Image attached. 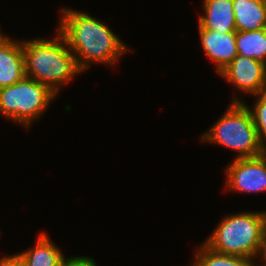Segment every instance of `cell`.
<instances>
[{
    "mask_svg": "<svg viewBox=\"0 0 266 266\" xmlns=\"http://www.w3.org/2000/svg\"><path fill=\"white\" fill-rule=\"evenodd\" d=\"M57 95L46 85L25 76L17 83L0 88V114L30 130Z\"/></svg>",
    "mask_w": 266,
    "mask_h": 266,
    "instance_id": "cell-5",
    "label": "cell"
},
{
    "mask_svg": "<svg viewBox=\"0 0 266 266\" xmlns=\"http://www.w3.org/2000/svg\"><path fill=\"white\" fill-rule=\"evenodd\" d=\"M0 266H23L17 258L11 255H5L0 258Z\"/></svg>",
    "mask_w": 266,
    "mask_h": 266,
    "instance_id": "cell-17",
    "label": "cell"
},
{
    "mask_svg": "<svg viewBox=\"0 0 266 266\" xmlns=\"http://www.w3.org/2000/svg\"><path fill=\"white\" fill-rule=\"evenodd\" d=\"M201 47L204 54L215 64V72H221L238 55L236 33L220 34L203 29L198 24Z\"/></svg>",
    "mask_w": 266,
    "mask_h": 266,
    "instance_id": "cell-8",
    "label": "cell"
},
{
    "mask_svg": "<svg viewBox=\"0 0 266 266\" xmlns=\"http://www.w3.org/2000/svg\"><path fill=\"white\" fill-rule=\"evenodd\" d=\"M61 266H98L93 257L89 256H71L64 260Z\"/></svg>",
    "mask_w": 266,
    "mask_h": 266,
    "instance_id": "cell-16",
    "label": "cell"
},
{
    "mask_svg": "<svg viewBox=\"0 0 266 266\" xmlns=\"http://www.w3.org/2000/svg\"><path fill=\"white\" fill-rule=\"evenodd\" d=\"M25 74V58L22 39L8 35L0 42V88L22 80Z\"/></svg>",
    "mask_w": 266,
    "mask_h": 266,
    "instance_id": "cell-9",
    "label": "cell"
},
{
    "mask_svg": "<svg viewBox=\"0 0 266 266\" xmlns=\"http://www.w3.org/2000/svg\"><path fill=\"white\" fill-rule=\"evenodd\" d=\"M236 31L266 28V4L262 0H233Z\"/></svg>",
    "mask_w": 266,
    "mask_h": 266,
    "instance_id": "cell-12",
    "label": "cell"
},
{
    "mask_svg": "<svg viewBox=\"0 0 266 266\" xmlns=\"http://www.w3.org/2000/svg\"><path fill=\"white\" fill-rule=\"evenodd\" d=\"M197 247L193 264L189 266H256L259 263L249 258L215 252L204 243Z\"/></svg>",
    "mask_w": 266,
    "mask_h": 266,
    "instance_id": "cell-14",
    "label": "cell"
},
{
    "mask_svg": "<svg viewBox=\"0 0 266 266\" xmlns=\"http://www.w3.org/2000/svg\"><path fill=\"white\" fill-rule=\"evenodd\" d=\"M225 171V190L239 193L266 192V152L253 158H234Z\"/></svg>",
    "mask_w": 266,
    "mask_h": 266,
    "instance_id": "cell-6",
    "label": "cell"
},
{
    "mask_svg": "<svg viewBox=\"0 0 266 266\" xmlns=\"http://www.w3.org/2000/svg\"><path fill=\"white\" fill-rule=\"evenodd\" d=\"M254 96L256 101L253 103V108L249 107V110L252 114L259 140L266 150V91Z\"/></svg>",
    "mask_w": 266,
    "mask_h": 266,
    "instance_id": "cell-15",
    "label": "cell"
},
{
    "mask_svg": "<svg viewBox=\"0 0 266 266\" xmlns=\"http://www.w3.org/2000/svg\"><path fill=\"white\" fill-rule=\"evenodd\" d=\"M55 38L22 40L25 74L46 85L57 96L62 86L83 73L64 36L57 30Z\"/></svg>",
    "mask_w": 266,
    "mask_h": 266,
    "instance_id": "cell-2",
    "label": "cell"
},
{
    "mask_svg": "<svg viewBox=\"0 0 266 266\" xmlns=\"http://www.w3.org/2000/svg\"><path fill=\"white\" fill-rule=\"evenodd\" d=\"M200 142L221 145L236 151L235 158H253L263 155L262 146L249 106L233 93L224 114L199 136Z\"/></svg>",
    "mask_w": 266,
    "mask_h": 266,
    "instance_id": "cell-3",
    "label": "cell"
},
{
    "mask_svg": "<svg viewBox=\"0 0 266 266\" xmlns=\"http://www.w3.org/2000/svg\"><path fill=\"white\" fill-rule=\"evenodd\" d=\"M262 220V241L266 243V211H261Z\"/></svg>",
    "mask_w": 266,
    "mask_h": 266,
    "instance_id": "cell-19",
    "label": "cell"
},
{
    "mask_svg": "<svg viewBox=\"0 0 266 266\" xmlns=\"http://www.w3.org/2000/svg\"><path fill=\"white\" fill-rule=\"evenodd\" d=\"M36 239L33 247L13 254L17 260L23 266H61L66 256L49 235L42 231Z\"/></svg>",
    "mask_w": 266,
    "mask_h": 266,
    "instance_id": "cell-11",
    "label": "cell"
},
{
    "mask_svg": "<svg viewBox=\"0 0 266 266\" xmlns=\"http://www.w3.org/2000/svg\"><path fill=\"white\" fill-rule=\"evenodd\" d=\"M238 92L251 96L266 91V64L237 55L217 74Z\"/></svg>",
    "mask_w": 266,
    "mask_h": 266,
    "instance_id": "cell-7",
    "label": "cell"
},
{
    "mask_svg": "<svg viewBox=\"0 0 266 266\" xmlns=\"http://www.w3.org/2000/svg\"><path fill=\"white\" fill-rule=\"evenodd\" d=\"M258 258L260 259L258 261H262L263 263L260 265L256 264V266H266V243L262 244Z\"/></svg>",
    "mask_w": 266,
    "mask_h": 266,
    "instance_id": "cell-18",
    "label": "cell"
},
{
    "mask_svg": "<svg viewBox=\"0 0 266 266\" xmlns=\"http://www.w3.org/2000/svg\"><path fill=\"white\" fill-rule=\"evenodd\" d=\"M6 36H7V34H5V32L2 33L1 28H0V42H1Z\"/></svg>",
    "mask_w": 266,
    "mask_h": 266,
    "instance_id": "cell-20",
    "label": "cell"
},
{
    "mask_svg": "<svg viewBox=\"0 0 266 266\" xmlns=\"http://www.w3.org/2000/svg\"><path fill=\"white\" fill-rule=\"evenodd\" d=\"M60 11L57 30L64 36L83 72L93 63L113 67L126 52L132 51L105 22L75 9L63 7Z\"/></svg>",
    "mask_w": 266,
    "mask_h": 266,
    "instance_id": "cell-1",
    "label": "cell"
},
{
    "mask_svg": "<svg viewBox=\"0 0 266 266\" xmlns=\"http://www.w3.org/2000/svg\"><path fill=\"white\" fill-rule=\"evenodd\" d=\"M204 14L198 16V24L220 34L236 33L233 0H203Z\"/></svg>",
    "mask_w": 266,
    "mask_h": 266,
    "instance_id": "cell-10",
    "label": "cell"
},
{
    "mask_svg": "<svg viewBox=\"0 0 266 266\" xmlns=\"http://www.w3.org/2000/svg\"><path fill=\"white\" fill-rule=\"evenodd\" d=\"M238 55L266 64V28L257 31H236Z\"/></svg>",
    "mask_w": 266,
    "mask_h": 266,
    "instance_id": "cell-13",
    "label": "cell"
},
{
    "mask_svg": "<svg viewBox=\"0 0 266 266\" xmlns=\"http://www.w3.org/2000/svg\"><path fill=\"white\" fill-rule=\"evenodd\" d=\"M220 221L203 243L221 254L258 260L263 244L261 211L226 214Z\"/></svg>",
    "mask_w": 266,
    "mask_h": 266,
    "instance_id": "cell-4",
    "label": "cell"
}]
</instances>
